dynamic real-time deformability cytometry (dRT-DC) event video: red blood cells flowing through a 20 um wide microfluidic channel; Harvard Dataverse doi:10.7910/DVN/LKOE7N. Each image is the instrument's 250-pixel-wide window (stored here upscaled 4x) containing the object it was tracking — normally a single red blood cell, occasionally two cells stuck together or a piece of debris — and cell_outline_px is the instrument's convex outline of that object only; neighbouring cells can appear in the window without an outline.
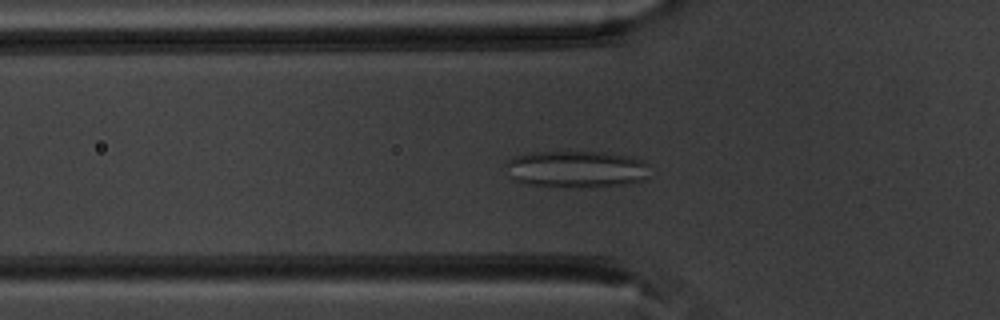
{"species": "common noctule bat (a hibernating species)", "species_latin": "Nyctalus noctula", "temperature_condition": "warm", "stored_images_in_passage": 54, "camera_frame_rate_fps": 3000, "um_per_image_px": 0.085, "animal": {"sex": "male", "body_mass_g": 20.1, "forearm_length_mm": 53.5}, "frame": {"image": 1, "passage_image": 19, "time_ms": 6.0, "image_size_px": [1000, 320], "cell_outline_px": [[648, 164], [644, 180], [632, 184], [580, 188], [528, 184], [512, 180], [508, 176], [504, 164], [512, 156], [532, 152], [604, 152], [644, 160]], "centroid_in_image_um": [48.93, 14.39], "position_along_channel_um": 76.9, "area_um2": 31.27}}
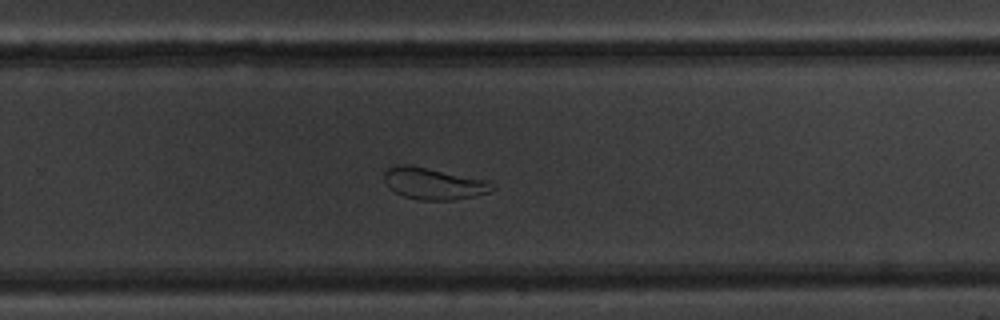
{"frame": {"image": 2, "passage_image": 36, "time_ms": 11.667, "image_size_px": [1000, 320], "cell_outline_px": [[496, 188], [488, 192], [472, 196], [452, 200], [420, 200], [404, 196], [388, 188], [384, 180], [384, 172], [388, 168], [396, 164], [408, 164], [488, 180]], "centroid_in_image_um": [36.82, 15.59], "position_along_channel_um": 293.0, "area_um2": 19.88}}
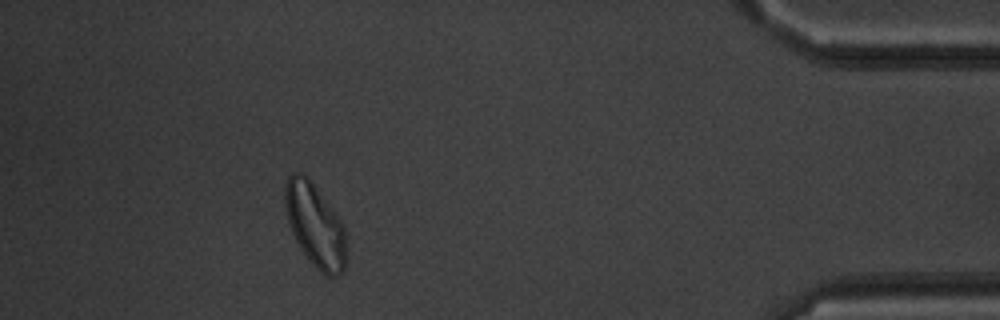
{"frame": {"image": 3, "passage_image": 49, "time_ms": 16.0, "image_size_px": [1000, 320], "cell_outline_px": [[348, 260], [344, 268], [336, 276], [324, 276], [312, 264], [300, 248], [292, 232], [288, 220], [284, 204], [284, 184], [288, 176], [292, 172], [300, 172], [308, 176], [344, 224]], "centroid_in_image_um": [26.79, 19.14], "position_along_channel_um": 408.4, "area_um2": 30.17}, "authors_computed_cell_mechanics": {"area_um2": 29.0734, "velocity_mm_per_s": 3.8021, "shape_relaxation_time_tau1_ms": null, "shape_relaxation_time_tau2_ms": 1.379, "deformation_change_tau1": null, "deformation_change_tau2": 0.0891}}